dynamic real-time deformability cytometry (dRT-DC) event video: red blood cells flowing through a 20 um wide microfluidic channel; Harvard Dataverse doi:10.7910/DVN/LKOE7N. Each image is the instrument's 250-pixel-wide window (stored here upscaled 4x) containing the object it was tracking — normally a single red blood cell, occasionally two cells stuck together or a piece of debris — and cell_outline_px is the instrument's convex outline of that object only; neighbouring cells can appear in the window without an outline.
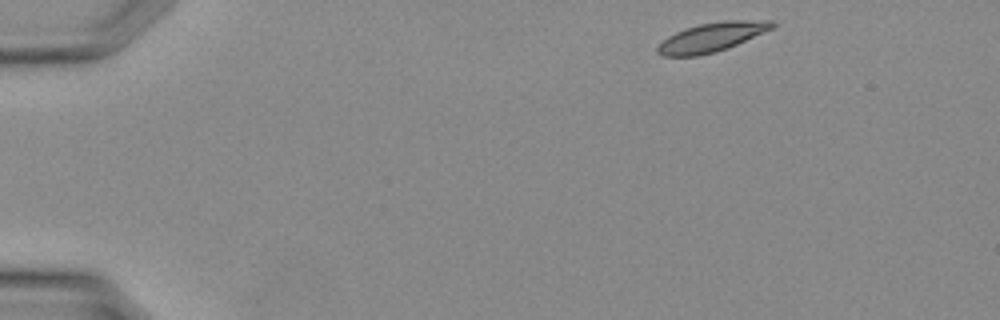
{"species": "Egyptian fruit bat (a non-hibernating species)", "species_latin": "Rousettus aegyptiacus", "temperature_condition": "warm", "stored_images_in_passage": 9, "camera_frame_rate_fps": 3000, "um_per_image_px": 0.085, "animal": {"sex": "female"}, "frame": {"image": 1, "passage_image": 1, "time_ms": 0.0, "image_size_px": [1000, 320], "cell_outline_px": [[776, 24], [772, 28], [728, 48], [716, 52], [700, 56], [664, 56], [656, 52], [656, 48], [668, 36], [684, 28], [700, 24], [724, 20], [776, 20]], "centroid_in_image_um": [60.5, 3.16], "position_along_channel_um": 24.5, "area_um2": 19.42}}
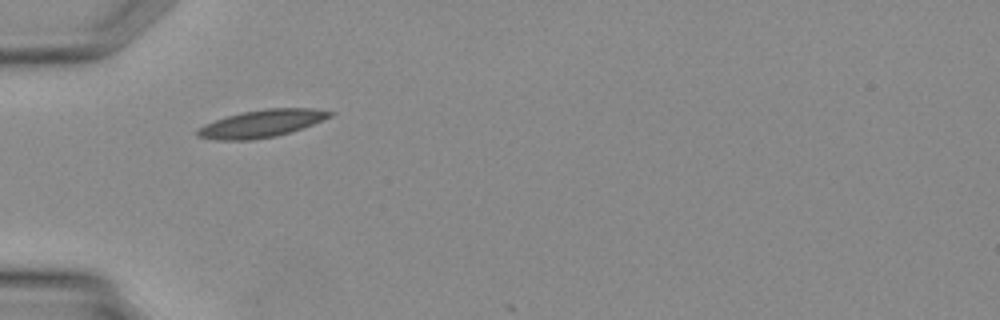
{"frame": {"image": 2, "passage_image": 8, "time_ms": 2.333, "image_size_px": [1000, 320], "cell_outline_px": [[336, 112], [332, 116], [312, 124], [276, 136], [252, 140], [216, 140], [196, 136], [196, 132], [204, 124], [228, 116], [244, 112], [264, 108], [312, 108]], "centroid_in_image_um": [22.24, 10.5], "position_along_channel_um": 62.8, "area_um2": 20.92}}